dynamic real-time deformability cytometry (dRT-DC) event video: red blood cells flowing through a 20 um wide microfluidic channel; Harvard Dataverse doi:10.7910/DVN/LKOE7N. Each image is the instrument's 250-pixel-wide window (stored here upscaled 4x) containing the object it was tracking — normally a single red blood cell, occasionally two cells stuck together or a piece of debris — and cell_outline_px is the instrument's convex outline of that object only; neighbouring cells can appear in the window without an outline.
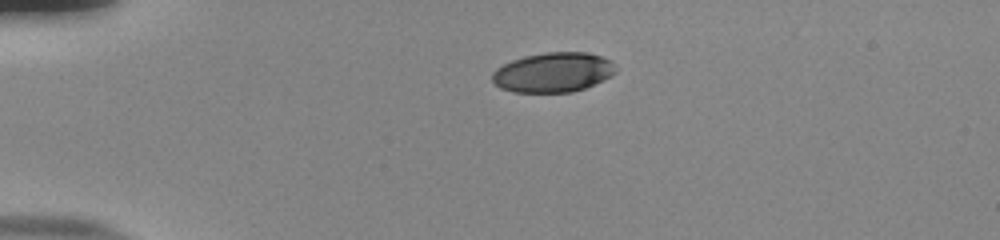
{"species": "human", "species_latin": "Homo sapiens", "temperature_condition": "room temperature", "stored_images_in_passage": 42, "camera_frame_rate_fps": 3000, "um_per_image_px": 0.085, "donor": {"sex": "male"}, "frame": {"image": 1, "passage_image": 1, "time_ms": 0.0, "image_size_px": [1000, 240], "cell_outline_px": [[616, 72], [612, 76], [604, 80], [584, 88], [572, 92], [512, 92], [500, 88], [492, 80], [492, 72], [496, 68], [512, 60], [524, 56], [544, 52], [588, 52], [612, 60], [616, 68]], "centroid_in_image_um": [47.03, 6.14], "position_along_channel_um": 38.0, "area_um2": 28.78}}
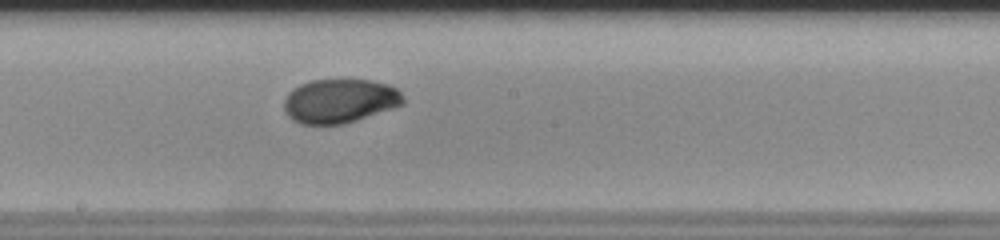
{"frame": {"image": 2, "passage_image": 19, "time_ms": 6.0, "image_size_px": [1000, 240], "cell_outline_px": [[404, 104], [344, 124], [300, 124], [292, 120], [288, 116], [284, 108], [284, 100], [288, 92], [292, 88], [300, 84], [312, 80], [372, 80], [388, 84], [396, 88], [404, 96]], "centroid_in_image_um": [28.86, 8.58], "position_along_channel_um": 219.3, "area_um2": 30.63}}
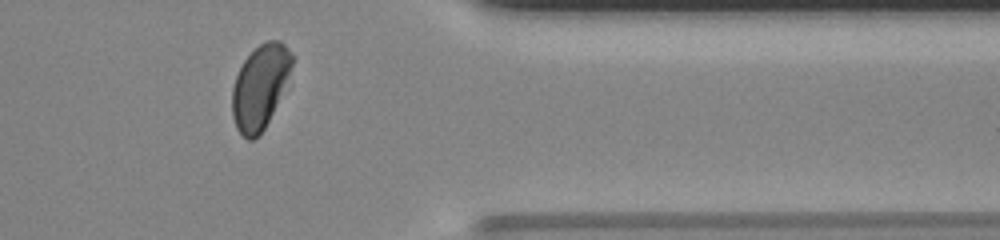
{"frame": {"image": 3, "passage_image": 33, "time_ms": 10.667, "image_size_px": [1000, 240], "cell_outline_px": [[292, 64], [272, 112], [260, 136], [252, 140], [248, 140], [236, 128], [232, 116], [232, 88], [236, 76], [244, 60], [260, 44], [268, 40], [280, 40], [288, 48], [292, 56]], "centroid_in_image_um": [22.06, 7.38], "position_along_channel_um": 389.3, "area_um2": 28.38}, "authors_computed_cell_mechanics": {"area_um2": 30.8941, "velocity_mm_per_s": 3.8691, "shape_relaxation_time_tau1_ms": 4.5167, "shape_relaxation_time_tau2_ms": null, "deformation_change_tau1": 0.1533, "deformation_change_tau2": null}}